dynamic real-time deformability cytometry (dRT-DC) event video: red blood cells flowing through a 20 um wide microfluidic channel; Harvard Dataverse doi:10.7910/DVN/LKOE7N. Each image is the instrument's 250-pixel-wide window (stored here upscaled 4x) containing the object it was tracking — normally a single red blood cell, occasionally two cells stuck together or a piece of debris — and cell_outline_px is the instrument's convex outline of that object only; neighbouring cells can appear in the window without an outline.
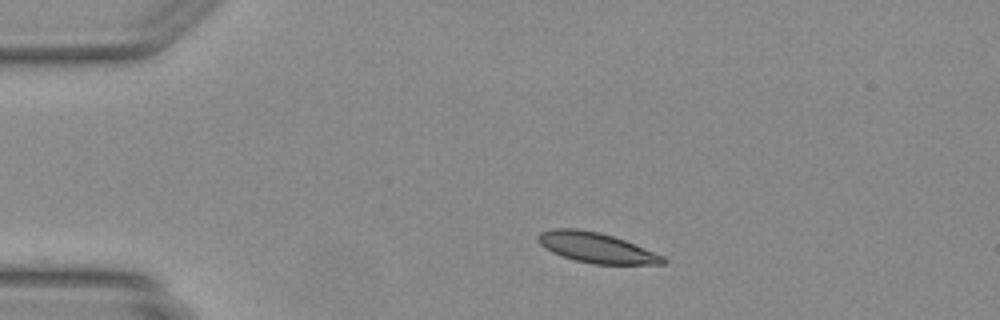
{"species": "Egyptian fruit bat (a non-hibernating species)", "species_latin": "Rousettus aegyptiacus", "temperature_condition": "warm", "stored_images_in_passage": 39, "camera_frame_rate_fps": 3000, "um_per_image_px": 0.085, "animal": {"sex": "female"}, "frame": {"image": 1, "passage_image": 1, "time_ms": 0.0, "image_size_px": [1000, 320], "cell_outline_px": [[668, 260], [664, 264], [592, 264], [576, 260], [552, 252], [544, 248], [536, 240], [536, 236], [540, 232], [552, 228], [576, 228], [600, 232], [624, 240], [664, 256]], "centroid_in_image_um": [50.65, 21.04], "position_along_channel_um": 34.3, "area_um2": 21.96}}
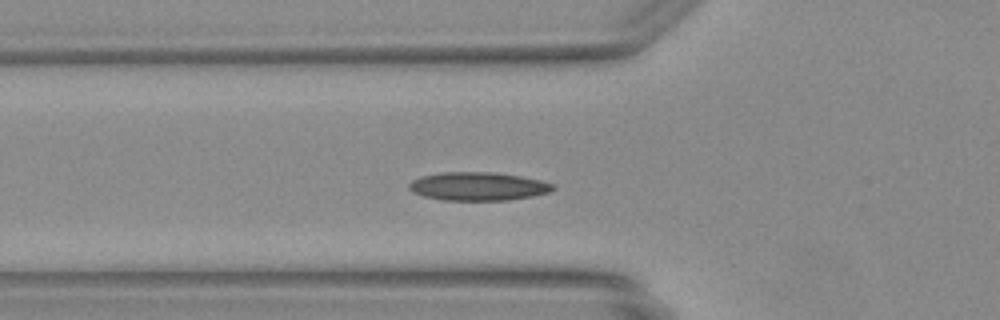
{"frame": {"image": 2, "passage_image": 8, "time_ms": 2.333, "image_size_px": [1000, 320], "cell_outline_px": [[556, 188], [552, 192], [532, 196], [508, 200], [444, 200], [424, 196], [412, 192], [408, 188], [408, 184], [412, 180], [420, 176], [440, 172], [492, 172], [520, 176], [540, 180], [556, 184]], "centroid_in_image_um": [40.65, 15.83], "position_along_channel_um": 85.1, "area_um2": 23.99}}
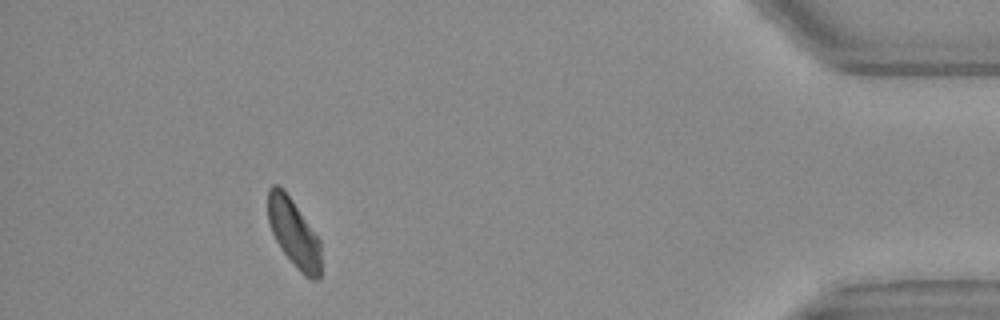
{"frame": {"image": 3, "passage_image": 35, "time_ms": 11.333, "image_size_px": [1000, 320], "cell_outline_px": [[320, 280], [312, 280], [304, 276], [300, 272], [280, 248], [272, 232], [268, 220], [268, 188], [272, 184], [276, 184], [292, 200], [320, 240]], "centroid_in_image_um": [24.97, 19.85], "position_along_channel_um": 410.2, "area_um2": 20.75}}